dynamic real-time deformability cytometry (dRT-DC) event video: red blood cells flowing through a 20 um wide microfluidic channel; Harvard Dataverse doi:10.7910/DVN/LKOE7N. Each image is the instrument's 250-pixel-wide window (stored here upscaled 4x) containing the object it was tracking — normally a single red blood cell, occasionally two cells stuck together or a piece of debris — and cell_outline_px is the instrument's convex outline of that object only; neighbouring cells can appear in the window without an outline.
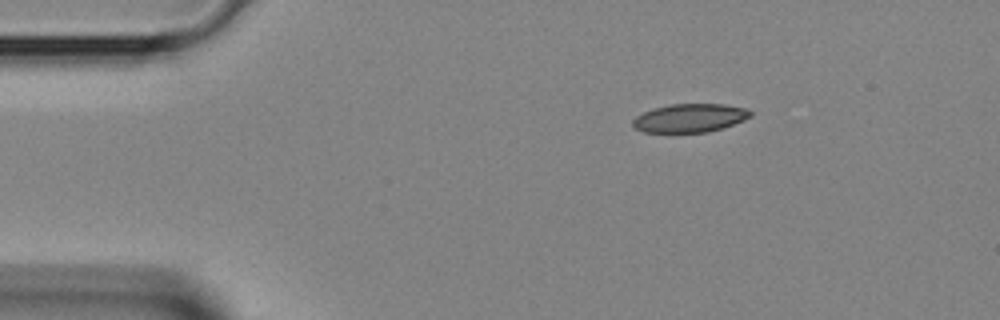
{"species": "Egyptian fruit bat (a non-hibernating species)", "species_latin": "Rousettus aegyptiacus", "temperature_condition": "room temperature", "stored_images_in_passage": 4, "camera_frame_rate_fps": 3000, "um_per_image_px": 0.085, "animal": {"sex": "female"}, "frame": {"image": 1, "passage_image": 4, "time_ms": 1.0, "image_size_px": [1000, 320], "cell_outline_px": [[752, 116], [744, 120], [724, 128], [708, 132], [644, 132], [636, 128], [632, 124], [632, 120], [636, 116], [644, 112], [656, 108], [672, 104], [724, 104], [744, 108], [752, 112]], "centroid_in_image_um": [58.66, 10.03], "position_along_channel_um": 26.3, "area_um2": 19.42}}